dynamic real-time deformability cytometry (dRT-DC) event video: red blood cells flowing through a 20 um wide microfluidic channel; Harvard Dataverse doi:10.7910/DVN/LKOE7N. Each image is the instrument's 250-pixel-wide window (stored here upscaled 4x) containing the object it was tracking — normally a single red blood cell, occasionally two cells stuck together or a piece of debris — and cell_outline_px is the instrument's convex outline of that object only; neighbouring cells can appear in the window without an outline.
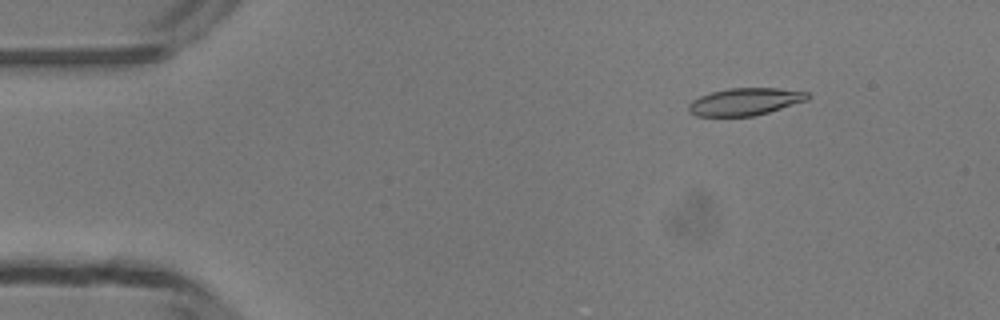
{"species": "common noctule bat (a hibernating species)", "species_latin": "Nyctalus noctula", "temperature_condition": "room temperature", "stored_images_in_passage": 49, "camera_frame_rate_fps": 3000, "um_per_image_px": 0.085, "animal": {"sex": "male", "body_mass_g": 13.3}, "frame": {"image": 1, "passage_image": 7, "time_ms": 2.0, "image_size_px": [1000, 320], "cell_outline_px": [[812, 96], [808, 100], [768, 112], [752, 116], [696, 116], [688, 112], [688, 104], [692, 100], [700, 96], [712, 92], [728, 88], [776, 88], [808, 92]], "centroid_in_image_um": [63.33, 8.64], "position_along_channel_um": 21.7, "area_um2": 18.96}}
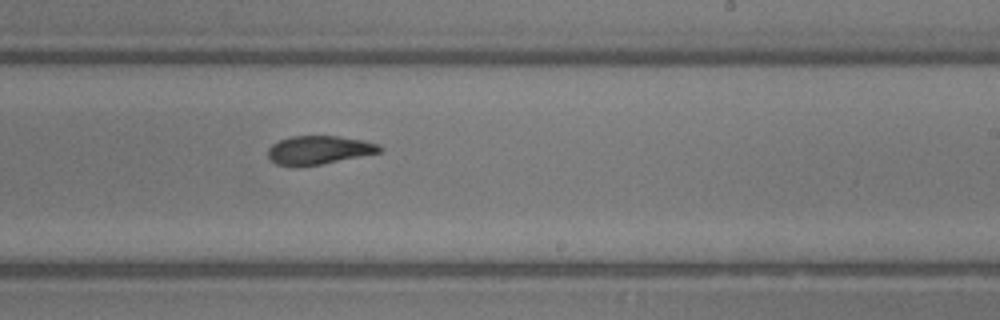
{"frame": {"image": 2, "passage_image": 30, "time_ms": 9.667, "image_size_px": [1000, 320], "cell_outline_px": [[384, 148], [380, 152], [320, 164], [276, 164], [268, 156], [268, 148], [272, 144], [280, 140], [292, 136], [340, 136], [364, 140], [380, 144]], "centroid_in_image_um": [27.16, 12.71], "position_along_channel_um": 261.8, "area_um2": 18.09}}
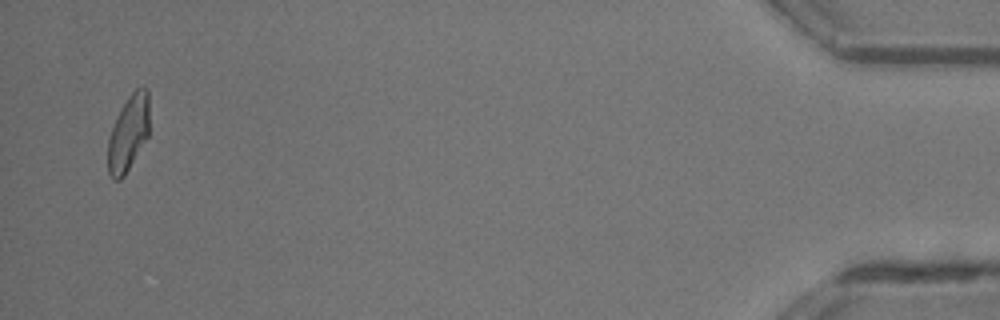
{"frame": {"image": 3, "passage_image": 48, "time_ms": 15.667, "image_size_px": [1000, 320], "cell_outline_px": [[148, 136], [124, 176], [120, 180], [112, 180], [108, 172], [108, 140], [112, 128], [128, 96], [136, 88], [144, 84], [148, 88]], "centroid_in_image_um": [10.92, 11.32], "position_along_channel_um": 424.3, "area_um2": 18.09}, "authors_computed_cell_mechanics": {"area_um2": 19.1896, "velocity_mm_per_s": 4.2096, "shape_relaxation_time_tau1_ms": 4.9421, "shape_relaxation_time_tau2_ms": 2.5548, "deformation_change_tau1": 0.1663, "deformation_change_tau2": 0.1009}}